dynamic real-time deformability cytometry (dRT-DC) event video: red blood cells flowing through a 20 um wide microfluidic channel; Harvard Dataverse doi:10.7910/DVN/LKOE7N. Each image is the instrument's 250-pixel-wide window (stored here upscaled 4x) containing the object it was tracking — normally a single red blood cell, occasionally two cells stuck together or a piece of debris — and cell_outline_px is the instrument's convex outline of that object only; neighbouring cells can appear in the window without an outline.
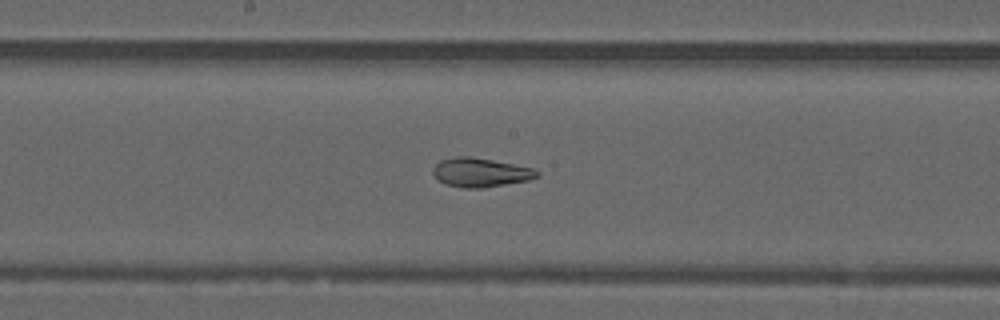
{"species": "common noctule bat (a hibernating species)", "species_latin": "Nyctalus noctula", "temperature_condition": "warm", "stored_images_in_passage": 50, "camera_frame_rate_fps": 3000, "um_per_image_px": 0.085, "animal": {"sex": "male", "forearm_length_mm": 52.5}, "frame": {"image": 1, "passage_image": 26, "time_ms": 8.333, "image_size_px": [1000, 320], "cell_outline_px": [[540, 176], [528, 180], [484, 188], [464, 188], [444, 184], [432, 172], [432, 168], [440, 160], [456, 156], [468, 156], [492, 160], [532, 168], [540, 172]], "centroid_in_image_um": [40.83, 14.66], "position_along_channel_um": 207.4, "area_um2": 17.51}}
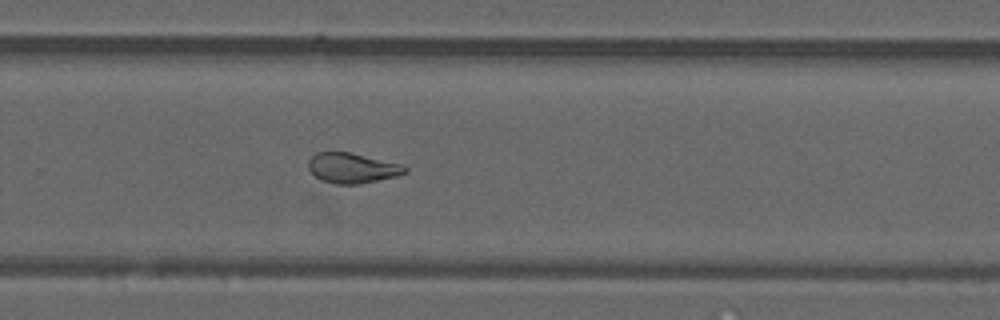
{"frame": {"image": 2, "passage_image": 33, "time_ms": 10.667, "image_size_px": [1000, 320], "cell_outline_px": [[408, 172], [396, 176], [356, 184], [336, 184], [320, 180], [308, 168], [308, 160], [316, 152], [348, 152], [404, 164], [408, 168]], "centroid_in_image_um": [29.95, 14.27], "position_along_channel_um": 299.8, "area_um2": 16.94}}
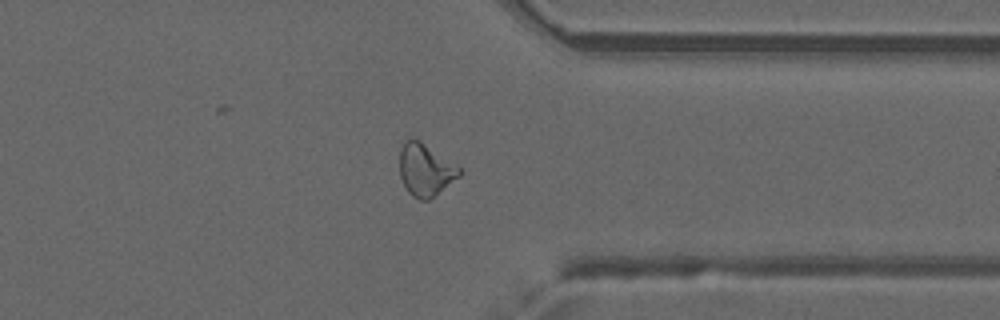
{"frame": {"image": 3, "passage_image": 39, "time_ms": 12.667, "image_size_px": [1000, 320], "cell_outline_px": [[464, 172], [460, 176], [428, 200], [420, 200], [412, 196], [408, 192], [400, 176], [400, 148], [404, 140], [412, 136], [420, 140], [460, 168]], "centroid_in_image_um": [36.14, 14.41], "position_along_channel_um": 375.3, "area_um2": 18.21}, "authors_computed_cell_mechanics": {"area_um2": 19.7676, "velocity_mm_per_s": 3.985, "shape_relaxation_time_tau1_ms": null, "shape_relaxation_time_tau2_ms": 2.0788, "deformation_change_tau1": null, "deformation_change_tau2": 0.0946}}